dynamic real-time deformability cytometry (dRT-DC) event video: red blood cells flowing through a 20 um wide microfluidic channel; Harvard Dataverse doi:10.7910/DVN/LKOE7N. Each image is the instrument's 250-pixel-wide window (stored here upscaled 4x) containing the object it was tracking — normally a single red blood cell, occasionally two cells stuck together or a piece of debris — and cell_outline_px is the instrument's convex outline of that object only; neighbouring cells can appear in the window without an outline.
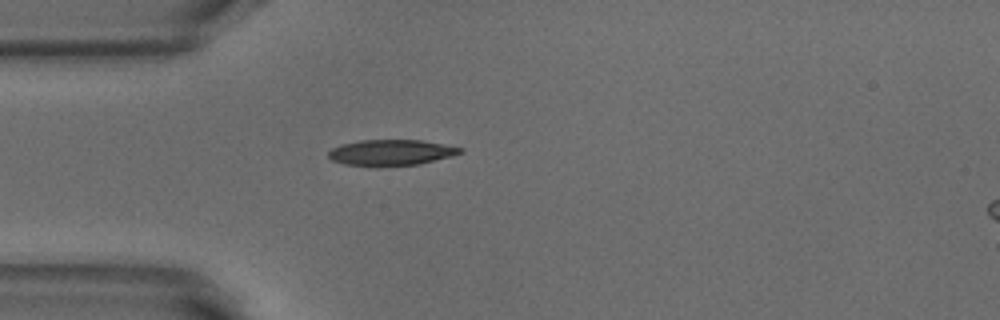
{"species": "common noctule bat (a hibernating species)", "species_latin": "Nyctalus noctula", "temperature_condition": "warm", "stored_images_in_passage": 39, "camera_frame_rate_fps": 3000, "um_per_image_px": 0.085, "animal": {"sex": "male", "body_mass_g": 18.8}, "frame": {"image": 1, "passage_image": 1, "time_ms": 0.0, "image_size_px": [1000, 320], "cell_outline_px": [[464, 152], [452, 156], [420, 164], [380, 168], [372, 168], [344, 164], [332, 160], [328, 156], [328, 152], [332, 148], [340, 144], [360, 140], [420, 140], [444, 144], [464, 148]], "centroid_in_image_um": [33.23, 12.99], "position_along_channel_um": 51.8, "area_um2": 20.52}}
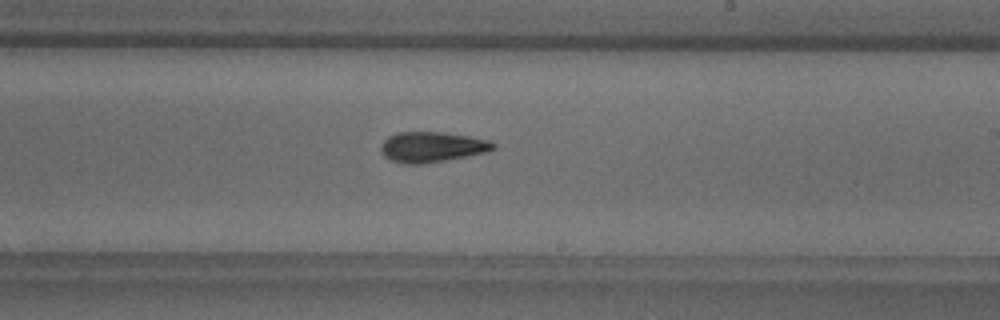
{"frame": {"image": 2, "passage_image": 17, "time_ms": 5.333, "image_size_px": [1000, 320], "cell_outline_px": [[496, 148], [488, 152], [444, 160], [420, 164], [404, 164], [388, 160], [380, 152], [380, 144], [388, 136], [396, 132], [440, 132], [468, 136], [488, 140], [496, 144]], "centroid_in_image_um": [36.67, 12.49], "position_along_channel_um": 252.3, "area_um2": 20.0}}
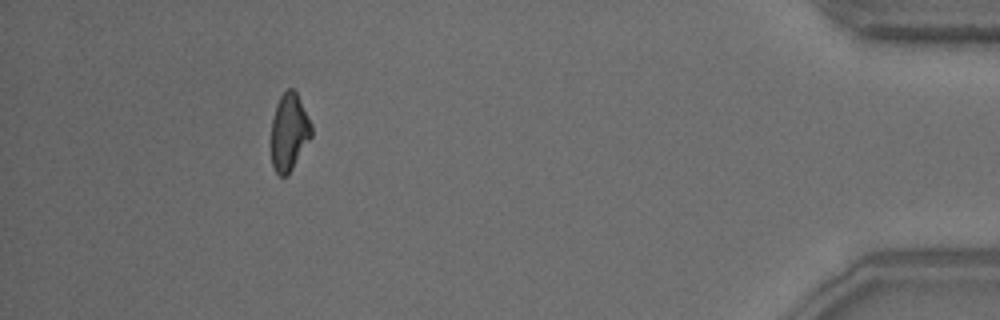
{"frame": {"image": 3, "passage_image": 34, "time_ms": 11.0, "image_size_px": [1000, 320], "cell_outline_px": [[312, 136], [288, 176], [280, 176], [272, 168], [272, 120], [276, 104], [280, 96], [288, 88], [292, 88], [296, 92], [312, 124]], "centroid_in_image_um": [24.58, 11.24], "position_along_channel_um": 410.6, "area_um2": 18.09}, "authors_computed_cell_mechanics": {"area_um2": 19.1896, "velocity_mm_per_s": 3.8764, "shape_relaxation_time_tau1_ms": 5.8171, "shape_relaxation_time_tau2_ms": 3.2989, "deformation_change_tau1": 0.1968, "deformation_change_tau2": 0.1187}}